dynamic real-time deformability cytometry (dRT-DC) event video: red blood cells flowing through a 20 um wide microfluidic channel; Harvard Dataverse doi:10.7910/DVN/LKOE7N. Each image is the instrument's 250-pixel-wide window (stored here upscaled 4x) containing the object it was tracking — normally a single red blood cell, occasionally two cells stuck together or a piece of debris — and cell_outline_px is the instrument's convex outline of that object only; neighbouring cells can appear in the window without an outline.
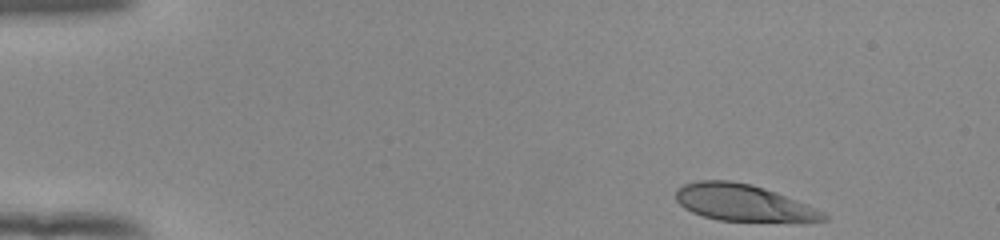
{"species": "human", "species_latin": "Homo sapiens", "temperature_condition": "room temperature", "stored_images_in_passage": 47, "camera_frame_rate_fps": 3000, "um_per_image_px": 0.085, "donor": {"sex": "female"}, "frame": {"image": 1, "passage_image": 1, "time_ms": 0.0, "image_size_px": [1000, 240], "cell_outline_px": [[828, 220], [804, 224], [720, 220], [704, 216], [692, 212], [684, 208], [676, 200], [676, 188], [684, 184], [696, 180], [732, 180], [752, 184], [776, 192], [824, 212], [828, 216]], "centroid_in_image_um": [63.25, 17.27], "position_along_channel_um": 21.8, "area_um2": 32.43}}
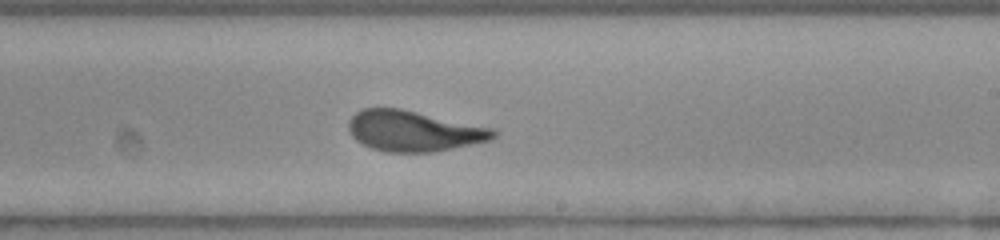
{"frame": {"image": 2, "passage_image": 27, "time_ms": 8.667, "image_size_px": [1000, 240], "cell_outline_px": [[500, 132], [492, 140], [432, 152], [384, 152], [372, 148], [356, 140], [348, 132], [348, 120], [356, 112], [364, 108], [400, 108], [496, 128]], "centroid_in_image_um": [35.2, 11.13], "position_along_channel_um": 253.8, "area_um2": 34.62}}
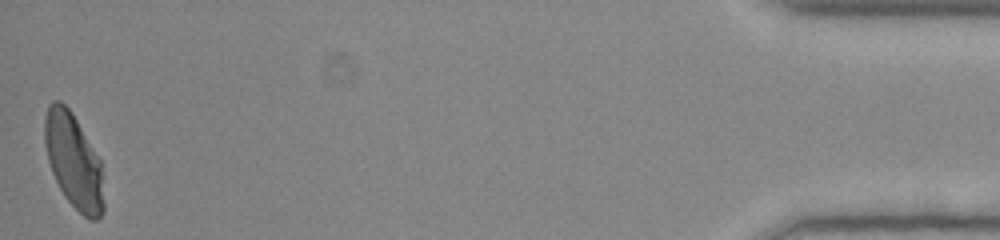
{"frame": {"image": 3, "passage_image": 47, "time_ms": 15.333, "image_size_px": [1000, 240], "cell_outline_px": [[104, 212], [96, 220], [92, 220], [84, 216], [64, 196], [52, 172], [48, 160], [44, 144], [44, 116], [48, 104], [52, 100], [60, 100], [72, 112], [100, 160], [104, 176]], "centroid_in_image_um": [6.26, 13.68], "position_along_channel_um": 428.9, "area_um2": 32.89}, "authors_computed_cell_mechanics": {"area_um2": 34.0442, "velocity_mm_per_s": 3.8978, "shape_relaxation_time_tau1_ms": 5.0568, "shape_relaxation_time_tau2_ms": null, "deformation_change_tau1": 0.1968, "deformation_change_tau2": null}}